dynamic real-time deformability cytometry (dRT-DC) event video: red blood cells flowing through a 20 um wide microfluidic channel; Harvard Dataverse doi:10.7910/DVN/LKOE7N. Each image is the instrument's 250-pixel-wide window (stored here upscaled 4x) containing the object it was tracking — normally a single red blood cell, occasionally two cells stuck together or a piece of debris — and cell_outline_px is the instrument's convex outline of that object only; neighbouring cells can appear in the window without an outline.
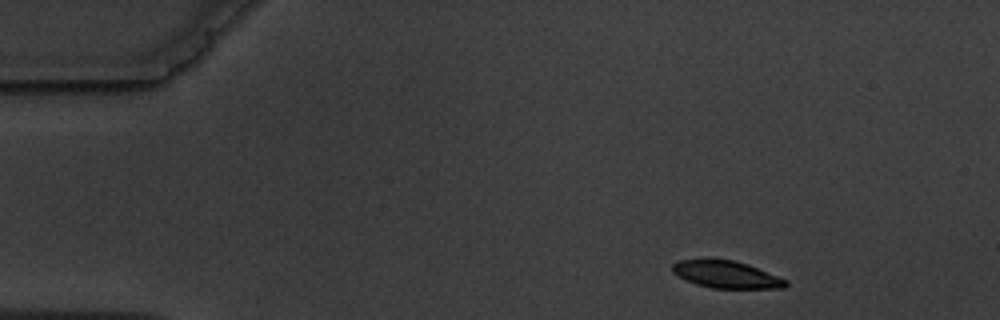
{"species": "common noctule bat (a hibernating species)", "species_latin": "Nyctalus noctula", "temperature_condition": "warm", "stored_images_in_passage": 3, "camera_frame_rate_fps": 3000, "um_per_image_px": 0.085, "animal": {"sex": "male", "body_mass_g": 19.5, "forearm_length_mm": 54.6}, "frame": {"image": 1, "passage_image": 1, "time_ms": 0.0, "image_size_px": [1000, 320], "cell_outline_px": [[788, 284], [784, 288], [712, 288], [696, 284], [676, 276], [672, 272], [672, 264], [676, 260], [704, 256], [712, 256], [732, 260], [748, 264], [788, 280]], "centroid_in_image_um": [61.64, 23.27], "position_along_channel_um": 23.4, "area_um2": 18.79}}